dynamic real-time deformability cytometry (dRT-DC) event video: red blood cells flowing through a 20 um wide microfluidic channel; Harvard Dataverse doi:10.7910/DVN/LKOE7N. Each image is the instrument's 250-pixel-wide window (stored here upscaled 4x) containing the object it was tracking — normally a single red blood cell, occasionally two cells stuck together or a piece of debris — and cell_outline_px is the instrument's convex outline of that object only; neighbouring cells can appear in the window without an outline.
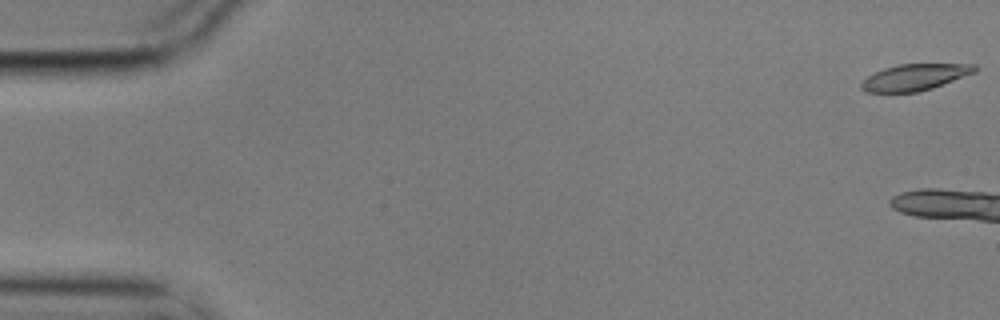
{"species": "common noctule bat (a hibernating species)", "species_latin": "Nyctalus noctula", "temperature_condition": "cold", "stored_images_in_passage": 4, "camera_frame_rate_fps": 3000, "um_per_image_px": 0.085, "animal": {"sex": "male", "body_mass_g": 17.9}, "frame": {"image": 1, "passage_image": 1, "time_ms": 0.0, "image_size_px": [1000, 320], "cell_outline_px": [[980, 68], [976, 72], [932, 88], [916, 92], [868, 92], [860, 88], [860, 84], [868, 76], [884, 68], [900, 64], [976, 64]], "centroid_in_image_um": [77.8, 6.55], "position_along_channel_um": 7.2, "area_um2": 17.34}}